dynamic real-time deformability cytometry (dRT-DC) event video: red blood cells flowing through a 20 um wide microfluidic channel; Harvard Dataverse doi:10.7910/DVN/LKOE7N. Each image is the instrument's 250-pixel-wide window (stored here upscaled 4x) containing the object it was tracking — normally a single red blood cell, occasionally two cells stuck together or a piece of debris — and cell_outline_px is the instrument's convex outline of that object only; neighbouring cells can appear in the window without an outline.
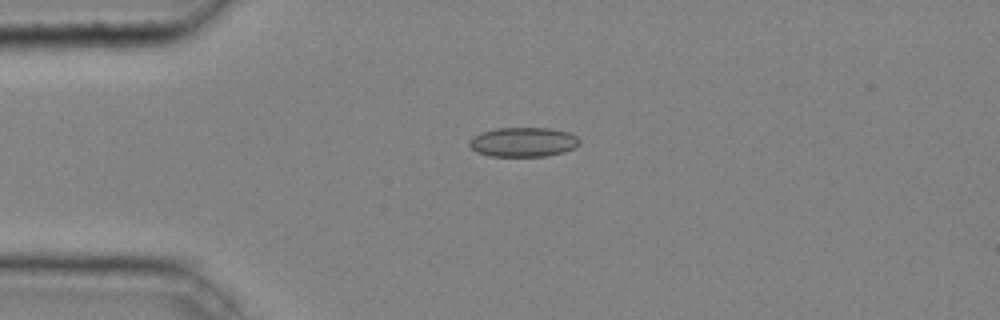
{"species": "common noctule bat (a hibernating species)", "species_latin": "Nyctalus noctula", "temperature_condition": "cold", "stored_images_in_passage": 36, "camera_frame_rate_fps": 3000, "um_per_image_px": 0.085, "animal": {"sex": "male", "body_mass_g": 20.4}, "frame": {"image": 1, "passage_image": 4, "time_ms": 1.0, "image_size_px": [1000, 320], "cell_outline_px": [[580, 144], [576, 148], [564, 152], [544, 156], [488, 156], [476, 152], [468, 144], [468, 140], [472, 136], [480, 132], [496, 128], [552, 128], [568, 132], [576, 136], [580, 140]], "centroid_in_image_um": [44.46, 12.07], "position_along_channel_um": 40.5, "area_um2": 19.19}}
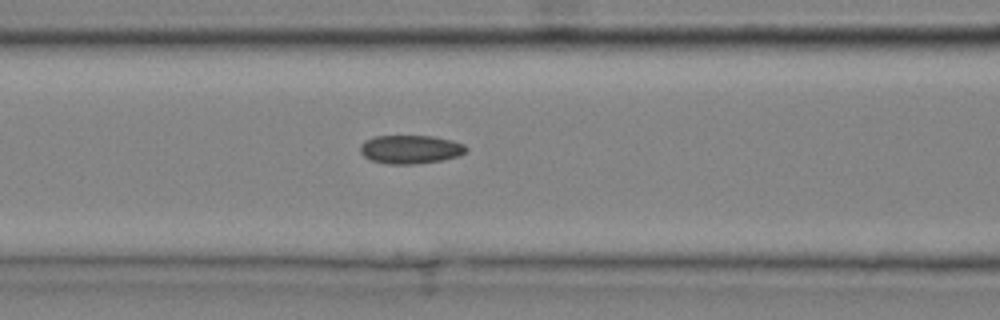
{"frame": {"image": 2, "passage_image": 12, "time_ms": 3.667, "image_size_px": [1000, 320], "cell_outline_px": [[468, 152], [460, 156], [440, 160], [412, 164], [388, 164], [372, 160], [364, 156], [360, 152], [360, 144], [364, 140], [372, 136], [432, 136], [452, 140], [464, 144], [468, 148]], "centroid_in_image_um": [34.9, 12.68], "position_along_channel_um": 131.7, "area_um2": 17.74}}
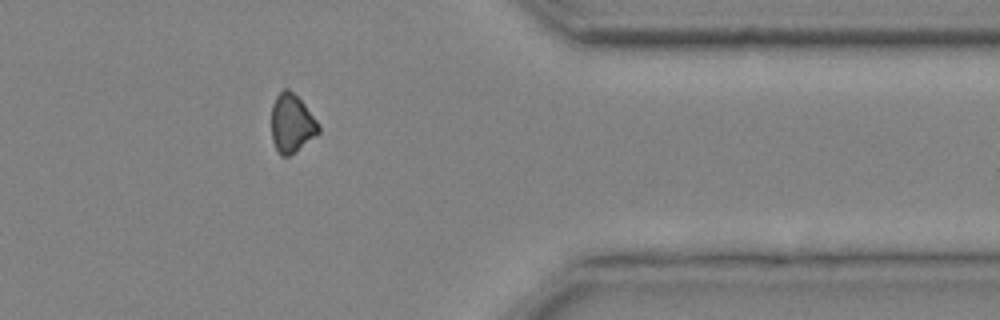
{"frame": {"image": 3, "passage_image": 31, "time_ms": 10.0, "image_size_px": [1000, 320], "cell_outline_px": [[320, 132], [296, 152], [288, 156], [280, 156], [272, 140], [272, 104], [276, 96], [284, 88], [288, 88], [304, 104], [320, 124]], "centroid_in_image_um": [24.8, 10.5], "position_along_channel_um": 386.6, "area_um2": 16.07}, "authors_computed_cell_mechanics": {"area_um2": 17.7446, "velocity_mm_per_s": 4.2868, "shape_relaxation_time_tau1_ms": 9.21, "shape_relaxation_time_tau2_ms": null, "deformation_change_tau1": 0.1201, "deformation_change_tau2": null}}